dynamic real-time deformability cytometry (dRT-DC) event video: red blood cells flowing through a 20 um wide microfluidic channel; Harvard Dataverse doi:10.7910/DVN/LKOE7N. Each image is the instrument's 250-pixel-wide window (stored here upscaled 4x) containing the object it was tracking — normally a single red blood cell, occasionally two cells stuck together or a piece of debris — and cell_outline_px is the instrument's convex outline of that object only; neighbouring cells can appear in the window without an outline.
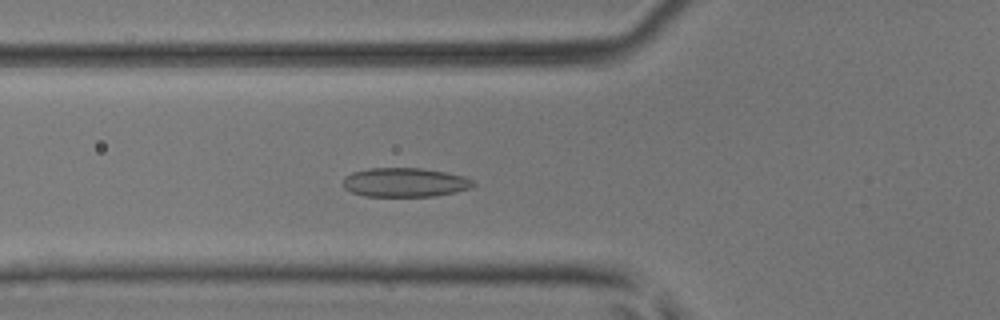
{"species": "common noctule bat (a hibernating species)", "species_latin": "Nyctalus noctula", "temperature_condition": "room temperature", "stored_images_in_passage": 50, "camera_frame_rate_fps": 3000, "um_per_image_px": 0.085, "animal": {"sex": "male", "body_mass_g": 17.9, "forearm_length_mm": 54.2}, "frame": {"image": 1, "passage_image": 19, "time_ms": 6.0, "image_size_px": [1000, 320], "cell_outline_px": [[476, 184], [472, 188], [456, 192], [432, 196], [364, 196], [352, 192], [344, 188], [344, 176], [352, 172], [368, 168], [420, 168], [444, 172], [464, 176], [472, 180]], "centroid_in_image_um": [34.42, 15.5], "position_along_channel_um": 91.4, "area_um2": 22.08}}
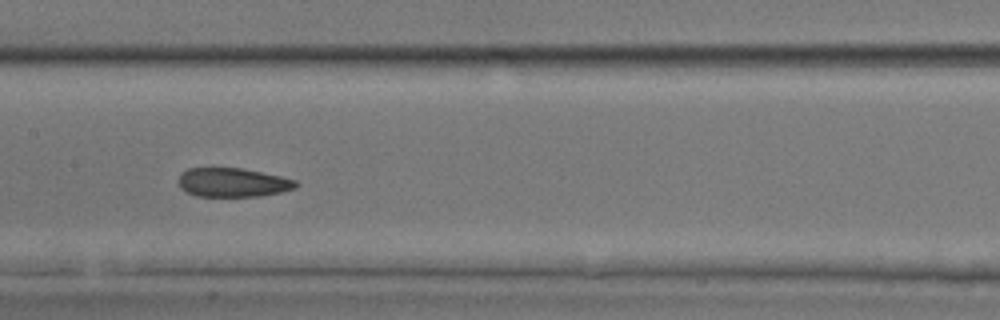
{"frame": {"image": 2, "passage_image": 26, "time_ms": 8.333, "image_size_px": [1000, 320], "cell_outline_px": [[300, 184], [296, 188], [280, 192], [260, 196], [196, 196], [180, 188], [176, 180], [180, 172], [188, 168], [244, 168], [280, 176], [296, 180]], "centroid_in_image_um": [19.76, 15.5], "position_along_channel_um": 187.6, "area_um2": 20.06}}
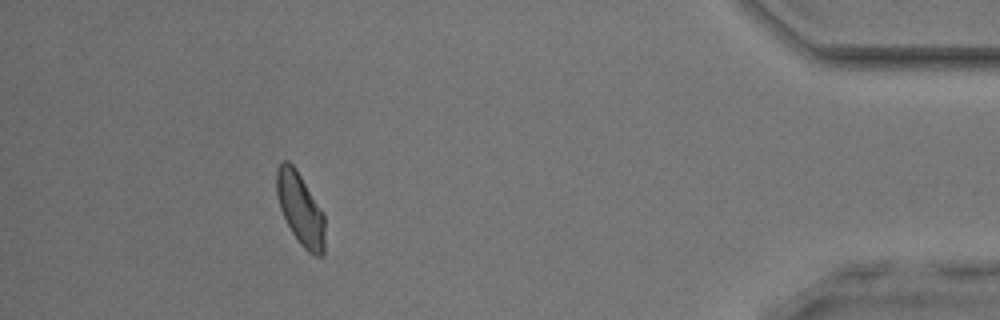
{"frame": {"image": 3, "passage_image": 46, "time_ms": 15.0, "image_size_px": [1000, 320], "cell_outline_px": [[324, 252], [320, 256], [316, 256], [308, 252], [300, 244], [292, 232], [280, 208], [276, 192], [276, 168], [284, 160], [288, 160], [296, 168], [324, 212]], "centroid_in_image_um": [25.53, 17.73], "position_along_channel_um": 409.7, "area_um2": 20.35}, "authors_computed_cell_mechanics": {"area_um2": 20.8369, "velocity_mm_per_s": 4.1253, "shape_relaxation_time_tau1_ms": 4.8175, "shape_relaxation_time_tau2_ms": 2.3582, "deformation_change_tau1": 0.0909, "deformation_change_tau2": 0.0746}}